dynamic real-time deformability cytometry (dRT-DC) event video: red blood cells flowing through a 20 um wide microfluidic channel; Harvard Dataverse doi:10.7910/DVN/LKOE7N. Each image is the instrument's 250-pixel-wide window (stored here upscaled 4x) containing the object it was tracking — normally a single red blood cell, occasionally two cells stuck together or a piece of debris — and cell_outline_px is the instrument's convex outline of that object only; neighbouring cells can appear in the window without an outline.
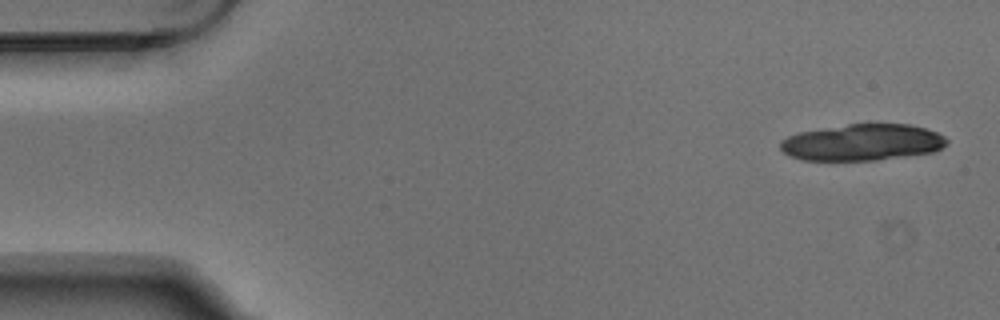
{"species": "Egyptian fruit bat (a non-hibernating species)", "species_latin": "Rousettus aegyptiacus", "temperature_condition": "warm", "stored_images_in_passage": 5, "camera_frame_rate_fps": 3000, "um_per_image_px": 0.085, "animal": {"sex": "male"}, "frame": {"image": 1, "passage_image": 1, "time_ms": 0.0, "image_size_px": [1000, 320], "cell_outline_px": [[948, 144], [932, 152], [876, 160], [800, 160], [784, 152], [780, 148], [780, 140], [788, 136], [800, 132], [848, 124], [912, 124], [936, 132], [944, 136], [948, 140]], "centroid_in_image_um": [73.3, 12.1], "position_along_channel_um": 11.7, "area_um2": 35.2}}